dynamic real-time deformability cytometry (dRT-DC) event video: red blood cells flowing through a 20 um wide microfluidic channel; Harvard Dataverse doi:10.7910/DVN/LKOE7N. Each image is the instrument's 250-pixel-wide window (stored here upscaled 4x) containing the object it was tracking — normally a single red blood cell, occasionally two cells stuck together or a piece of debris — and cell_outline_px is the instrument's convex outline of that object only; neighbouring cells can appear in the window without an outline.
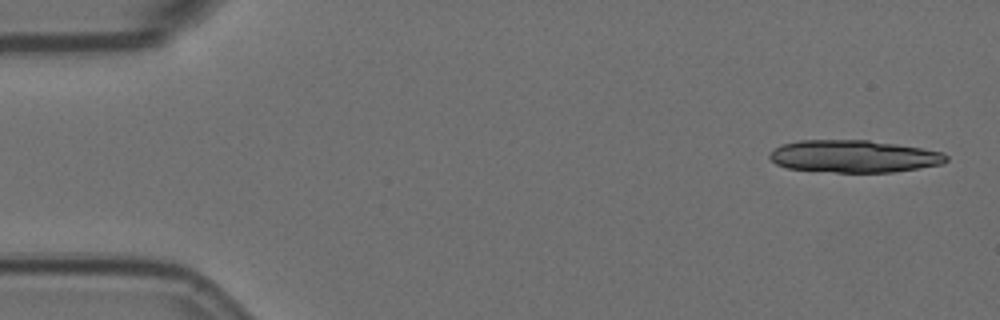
{"species": "Egyptian fruit bat (a non-hibernating species)", "species_latin": "Rousettus aegyptiacus", "temperature_condition": "room temperature", "stored_images_in_passage": 3, "camera_frame_rate_fps": 3000, "um_per_image_px": 0.085, "animal": {"sex": "female"}, "frame": {"image": 1, "passage_image": 1, "time_ms": 0.0, "image_size_px": [1000, 320], "cell_outline_px": [[948, 160], [944, 164], [896, 172], [836, 172], [788, 168], [776, 164], [768, 156], [776, 148], [784, 144], [800, 140], [868, 140], [896, 144], [944, 152], [948, 156]], "centroid_in_image_um": [72.64, 13.29], "position_along_channel_um": 12.4, "area_um2": 33.18}}